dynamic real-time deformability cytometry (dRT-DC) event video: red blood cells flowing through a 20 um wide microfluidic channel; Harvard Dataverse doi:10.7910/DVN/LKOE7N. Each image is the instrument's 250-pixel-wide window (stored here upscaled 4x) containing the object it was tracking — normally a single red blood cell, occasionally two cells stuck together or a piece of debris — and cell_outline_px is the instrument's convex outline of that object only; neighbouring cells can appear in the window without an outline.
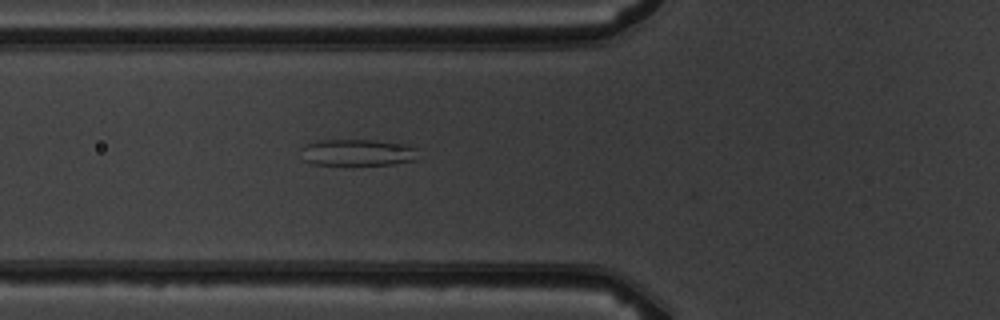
{"species": "common noctule bat (a hibernating species)", "species_latin": "Nyctalus noctula", "temperature_condition": "warm", "stored_images_in_passage": 6, "camera_frame_rate_fps": 3000, "um_per_image_px": 0.085, "animal": {"sex": "male", "body_mass_g": 19.5, "forearm_length_mm": 54.6}, "frame": {"image": 1, "passage_image": 6, "time_ms": 5.667, "image_size_px": [1000, 320], "cell_outline_px": [[416, 160], [392, 164], [312, 164], [304, 160], [300, 148], [304, 144], [316, 140], [372, 140], [404, 144], [416, 148]], "centroid_in_image_um": [30.33, 12.95], "position_along_channel_um": 95.5, "area_um2": 18.03}}